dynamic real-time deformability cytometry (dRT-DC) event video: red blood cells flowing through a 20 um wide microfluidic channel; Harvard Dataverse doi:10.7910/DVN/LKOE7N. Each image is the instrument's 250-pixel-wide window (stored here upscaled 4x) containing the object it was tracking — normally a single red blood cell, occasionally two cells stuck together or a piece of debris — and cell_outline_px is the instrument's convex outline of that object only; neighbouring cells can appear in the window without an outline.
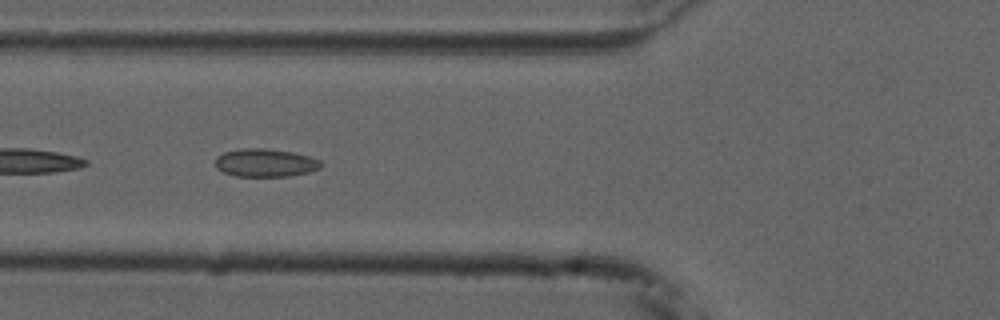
{"species": "common noctule bat (a hibernating species)", "species_latin": "Nyctalus noctula", "temperature_condition": "cold", "stored_images_in_passage": 18, "camera_frame_rate_fps": 3000, "um_per_image_px": 0.085, "animal": {"sex": "male", "forearm_length_mm": 52.5}, "frame": {"image": 1, "passage_image": 6, "time_ms": 1.667, "image_size_px": [1000, 320], "cell_outline_px": [[324, 164], [320, 168], [308, 172], [288, 176], [232, 176], [216, 168], [216, 156], [224, 152], [240, 148], [264, 148], [292, 152], [308, 156], [320, 160]], "centroid_in_image_um": [22.54, 13.83], "position_along_channel_um": 103.3, "area_um2": 17.34}}
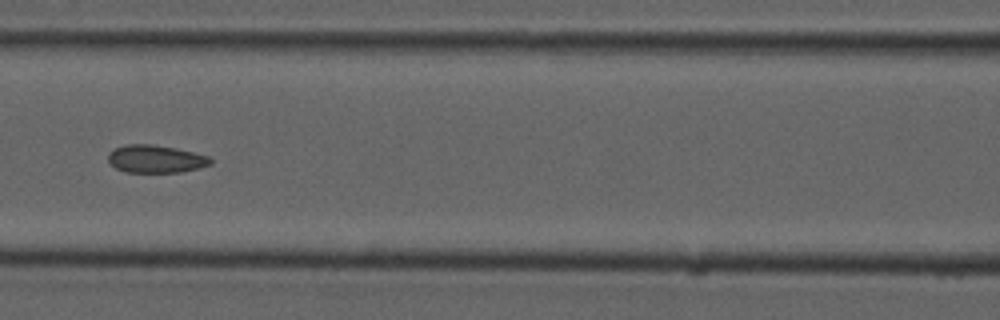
{"frame": {"image": 2, "passage_image": 10, "time_ms": 3.0, "image_size_px": [1000, 320], "cell_outline_px": [[212, 164], [180, 172], [124, 172], [116, 168], [108, 160], [108, 152], [124, 144], [152, 144], [176, 148], [208, 156], [212, 160]], "centroid_in_image_um": [13.21, 13.5], "position_along_channel_um": 153.4, "area_um2": 16.47}}